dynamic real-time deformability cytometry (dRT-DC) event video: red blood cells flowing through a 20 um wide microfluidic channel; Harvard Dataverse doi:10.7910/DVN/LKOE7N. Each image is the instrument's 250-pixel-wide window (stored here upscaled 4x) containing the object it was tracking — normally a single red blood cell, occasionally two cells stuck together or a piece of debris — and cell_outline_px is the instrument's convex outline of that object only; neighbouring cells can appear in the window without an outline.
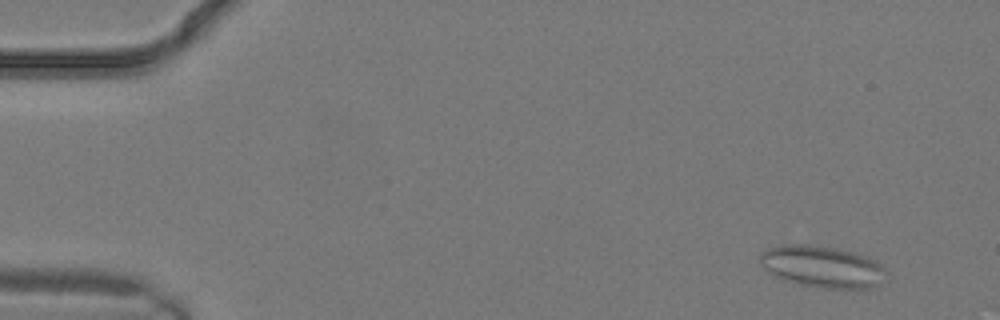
{"species": "common noctule bat (a hibernating species)", "species_latin": "Nyctalus noctula", "temperature_condition": "warm", "stored_images_in_passage": 19, "camera_frame_rate_fps": 3000, "um_per_image_px": 0.085, "animal": {"sex": "male", "body_mass_g": 19.2, "forearm_length_mm": 51.8}, "frame": {"image": 1, "passage_image": 3, "time_ms": 0.667, "image_size_px": [1000, 320], "cell_outline_px": [[888, 272], [880, 284], [872, 288], [816, 288], [796, 284], [784, 280], [768, 272], [764, 268], [760, 260], [760, 252], [768, 248], [784, 244], [804, 244], [836, 248], [852, 252], [876, 260]], "centroid_in_image_um": [69.89, 22.68], "position_along_channel_um": 15.1, "area_um2": 30.87}}
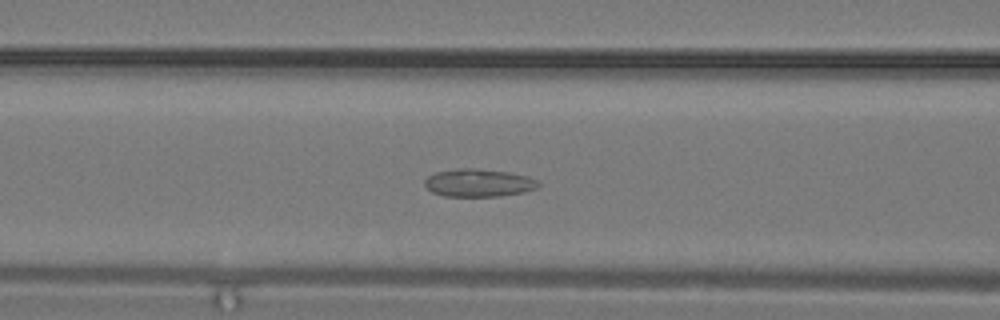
{"frame": {"image": 2, "passage_image": 12, "time_ms": 3.667, "image_size_px": [1000, 320], "cell_outline_px": [[540, 184], [536, 188], [524, 192], [496, 196], [444, 196], [432, 192], [424, 184], [424, 180], [428, 176], [436, 172], [456, 168], [472, 168], [508, 172], [528, 176], [540, 180]], "centroid_in_image_um": [40.69, 15.53], "position_along_channel_um": 125.9, "area_um2": 18.44}}
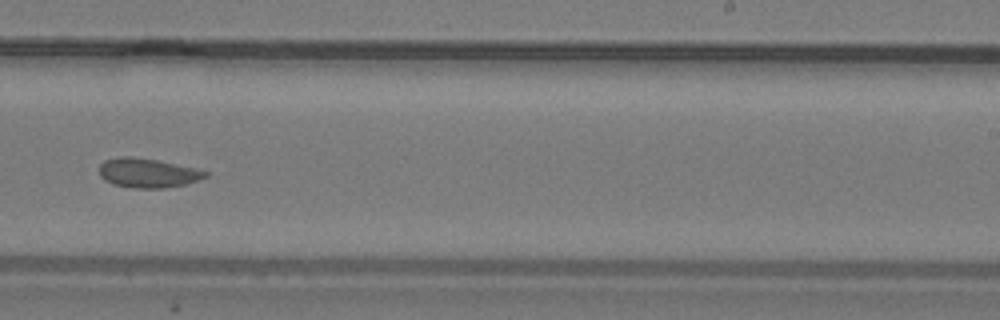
{"frame": {"image": 3, "passage_image": 18, "time_ms": 5.667, "image_size_px": [1000, 320], "cell_outline_px": [[208, 176], [184, 184], [164, 188], [132, 188], [112, 184], [104, 180], [100, 176], [100, 164], [104, 160], [124, 156], [128, 156], [156, 160], [196, 168], [208, 172]], "centroid_in_image_um": [12.53, 14.7], "position_along_channel_um": 276.5, "area_um2": 17.98}}